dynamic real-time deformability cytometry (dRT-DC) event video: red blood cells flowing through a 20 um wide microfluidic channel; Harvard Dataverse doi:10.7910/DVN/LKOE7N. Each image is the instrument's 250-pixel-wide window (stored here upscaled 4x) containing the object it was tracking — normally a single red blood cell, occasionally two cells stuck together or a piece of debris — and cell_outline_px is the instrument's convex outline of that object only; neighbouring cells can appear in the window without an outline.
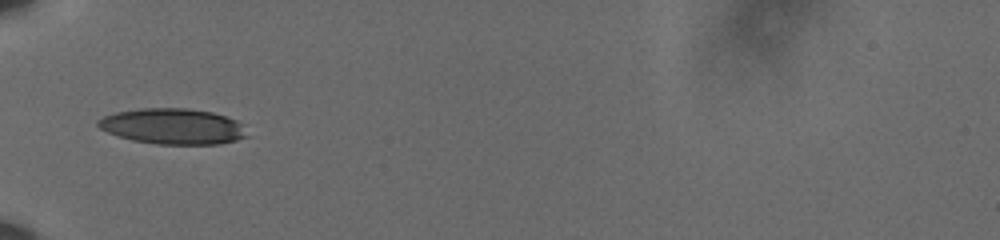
{"species": "human", "species_latin": "Homo sapiens", "temperature_condition": "cold", "stored_images_in_passage": 11, "camera_frame_rate_fps": 3000, "um_per_image_px": 0.085, "donor": {"sex": "male"}, "frame": {"image": 1, "passage_image": 1, "time_ms": 0.0, "image_size_px": [1000, 240], "cell_outline_px": [[248, 136], [236, 140], [220, 144], [160, 144], [132, 140], [108, 132], [100, 128], [96, 124], [96, 120], [104, 116], [116, 112], [140, 108], [188, 108], [212, 112], [236, 120], [244, 124]], "centroid_in_image_um": [14.71, 10.73], "position_along_channel_um": 70.3, "area_um2": 31.04}}
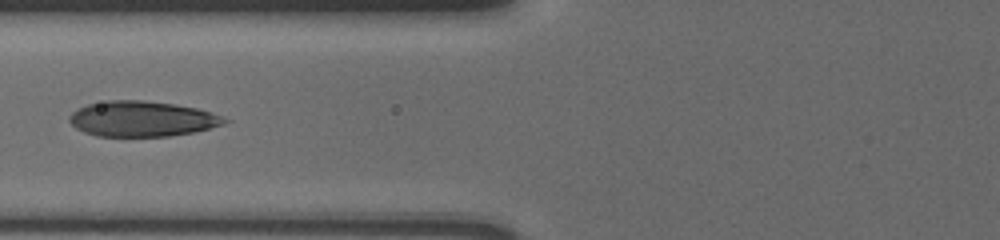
{"frame": {"image": 2, "passage_image": 4, "time_ms": 1.0, "image_size_px": [1000, 240], "cell_outline_px": [[232, 120], [224, 124], [192, 132], [168, 136], [96, 136], [84, 132], [76, 128], [68, 120], [68, 116], [72, 112], [88, 104], [108, 100], [144, 100], [176, 104], [196, 108], [212, 112]], "centroid_in_image_um": [12.08, 10.09], "position_along_channel_um": 113.7, "area_um2": 32.02}}
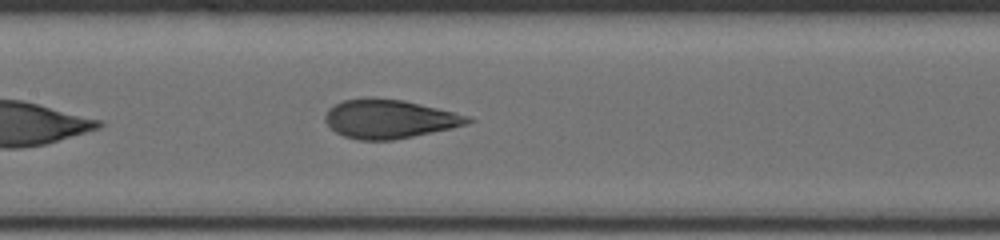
{"frame": {"image": 3, "passage_image": 8, "time_ms": 2.333, "image_size_px": [1000, 240], "cell_outline_px": [[476, 120], [452, 128], [392, 140], [360, 140], [344, 136], [336, 132], [324, 120], [324, 116], [328, 108], [344, 100], [364, 96], [368, 96], [404, 100], [468, 116]], "centroid_in_image_um": [33.04, 10.09], "position_along_channel_um": 174.4, "area_um2": 32.14}}